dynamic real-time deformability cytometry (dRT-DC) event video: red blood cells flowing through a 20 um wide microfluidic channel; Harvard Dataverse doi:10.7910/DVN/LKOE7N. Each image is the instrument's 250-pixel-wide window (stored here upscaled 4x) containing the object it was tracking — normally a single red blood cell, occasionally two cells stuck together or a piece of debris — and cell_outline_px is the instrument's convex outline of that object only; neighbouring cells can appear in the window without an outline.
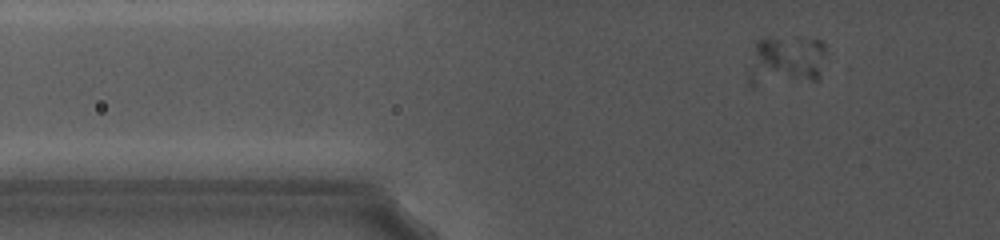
{"species": "common noctule bat (a hibernating species)", "species_latin": "Nyctalus noctula", "temperature_condition": "cold", "stored_images_in_passage": 2, "camera_frame_rate_fps": 5000, "um_per_image_px": 0.085, "animal": {"sex": "female", "body_mass_g": 19.0, "forearm_length_mm": 56.7}, "frame": {"image": 1, "passage_image": 2, "time_ms": 0.2, "image_size_px": [1000, 240], "cell_outline_px": [[824, 52], [820, 76], [816, 84], [772, 68], [760, 60], [756, 56], [756, 40], [768, 36], [796, 36], [820, 40], [824, 44]], "centroid_in_image_um": [67.37, 4.73], "position_along_channel_um": 58.4, "area_um2": 17.17}}